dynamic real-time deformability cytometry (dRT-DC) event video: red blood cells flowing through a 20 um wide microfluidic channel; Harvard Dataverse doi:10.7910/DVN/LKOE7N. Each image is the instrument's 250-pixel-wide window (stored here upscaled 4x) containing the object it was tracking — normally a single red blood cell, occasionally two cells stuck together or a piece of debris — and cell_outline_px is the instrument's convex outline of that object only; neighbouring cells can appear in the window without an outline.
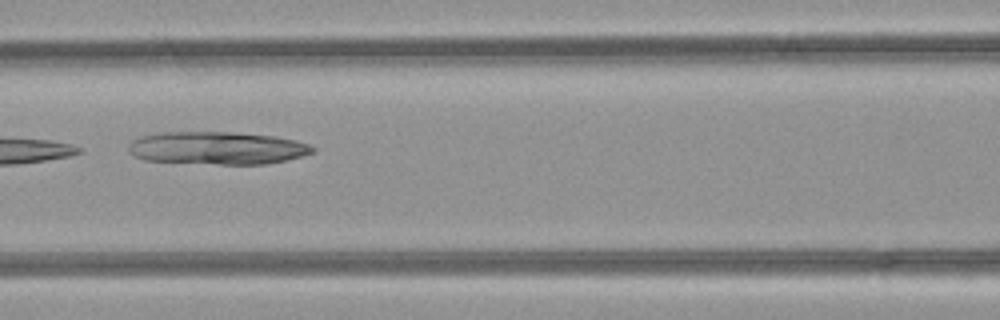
{"species": "common noctule bat (a hibernating species)", "species_latin": "Nyctalus noctula", "temperature_condition": "room temperature", "stored_images_in_passage": 6, "camera_frame_rate_fps": 3000, "um_per_image_px": 0.085, "animal": {"sex": "female", "body_mass_g": 21.9}, "frame": {"image": 1, "passage_image": 6, "time_ms": 1.667, "image_size_px": [1000, 320], "cell_outline_px": [[316, 148], [312, 152], [300, 156], [284, 160], [264, 164], [220, 164], [144, 160], [128, 152], [128, 144], [132, 140], [140, 136], [160, 132], [232, 132], [276, 136], [296, 140], [308, 144]], "centroid_in_image_um": [18.43, 12.57], "position_along_channel_um": 148.2, "area_um2": 35.08}}